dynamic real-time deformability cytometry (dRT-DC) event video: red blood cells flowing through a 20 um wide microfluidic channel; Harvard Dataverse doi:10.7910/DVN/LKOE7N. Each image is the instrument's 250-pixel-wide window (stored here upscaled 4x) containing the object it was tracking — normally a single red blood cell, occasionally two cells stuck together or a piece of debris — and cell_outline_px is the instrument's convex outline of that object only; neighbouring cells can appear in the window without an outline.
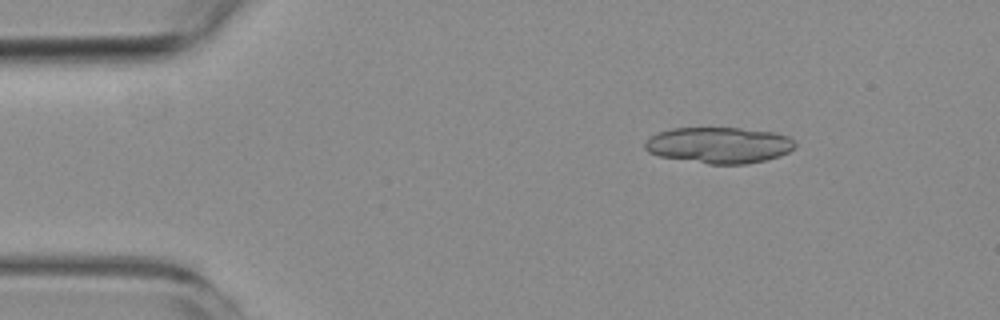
{"species": "common noctule bat (a hibernating species)", "species_latin": "Nyctalus noctula", "temperature_condition": "room temperature", "stored_images_in_passage": 5, "camera_frame_rate_fps": 3000, "um_per_image_px": 0.085, "animal": {"sex": "female", "body_mass_g": 19.3, "forearm_length_mm": 54.1}, "frame": {"image": 1, "passage_image": 3, "time_ms": 2.0, "image_size_px": [1000, 320], "cell_outline_px": [[796, 148], [780, 156], [764, 160], [744, 164], [708, 164], [660, 156], [648, 152], [644, 148], [644, 144], [652, 136], [660, 132], [672, 128], [740, 128], [776, 132], [788, 136], [796, 144]], "centroid_in_image_um": [61.15, 12.34], "position_along_channel_um": 23.8, "area_um2": 31.56}}